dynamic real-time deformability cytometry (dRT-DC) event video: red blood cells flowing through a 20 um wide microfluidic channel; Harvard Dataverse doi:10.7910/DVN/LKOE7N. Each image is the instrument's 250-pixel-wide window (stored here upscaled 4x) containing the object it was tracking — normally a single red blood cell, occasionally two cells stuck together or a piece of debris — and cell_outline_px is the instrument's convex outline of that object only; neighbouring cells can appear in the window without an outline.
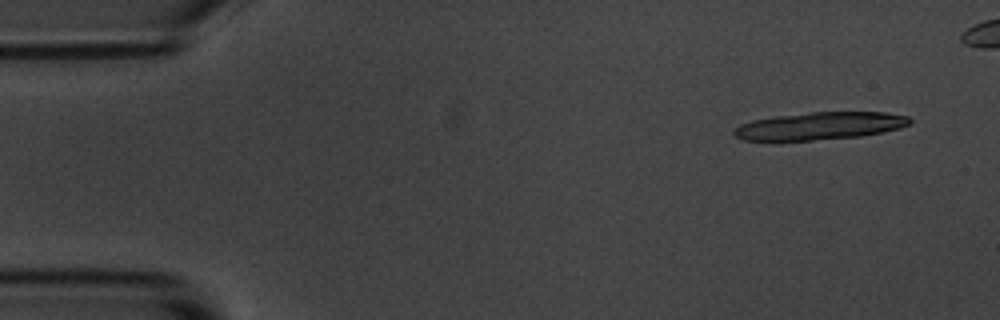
{"species": "common noctule bat (a hibernating species)", "species_latin": "Nyctalus noctula", "temperature_condition": "room temperature", "stored_images_in_passage": 7, "camera_frame_rate_fps": 3000, "um_per_image_px": 0.085, "animal": {"sex": "male", "body_mass_g": 20.1, "forearm_length_mm": 53.5}, "frame": {"image": 1, "passage_image": 1, "time_ms": 0.0, "image_size_px": [1000, 320], "cell_outline_px": [[912, 124], [900, 128], [860, 136], [812, 140], [744, 140], [736, 136], [732, 132], [740, 124], [752, 120], [772, 116], [812, 112], [884, 112], [908, 116], [912, 120]], "centroid_in_image_um": [69.7, 10.69], "position_along_channel_um": 15.3, "area_um2": 28.15}}
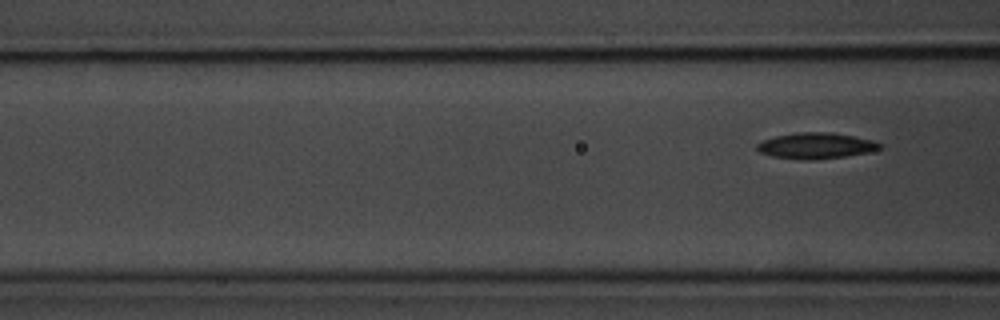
{"frame": {"image": 2, "passage_image": 7, "time_ms": 7.667, "image_size_px": [1000, 320], "cell_outline_px": [[884, 148], [868, 152], [844, 156], [812, 160], [800, 160], [772, 156], [760, 152], [756, 148], [756, 144], [764, 140], [776, 136], [796, 132], [832, 132], [876, 140], [884, 144]], "centroid_in_image_um": [69.41, 12.38], "position_along_channel_um": 97.2, "area_um2": 18.79}}